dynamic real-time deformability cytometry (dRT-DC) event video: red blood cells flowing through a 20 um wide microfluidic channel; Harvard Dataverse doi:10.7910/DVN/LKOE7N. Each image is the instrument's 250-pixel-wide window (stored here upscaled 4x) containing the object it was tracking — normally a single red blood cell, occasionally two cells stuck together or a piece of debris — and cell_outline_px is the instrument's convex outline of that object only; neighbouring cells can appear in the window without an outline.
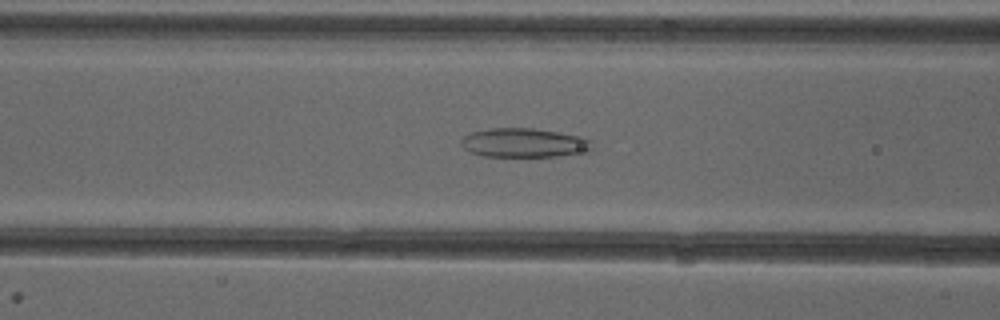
{"species": "common noctule bat (a hibernating species)", "species_latin": "Nyctalus noctula", "temperature_condition": "cold", "stored_images_in_passage": 40, "camera_frame_rate_fps": 3000, "um_per_image_px": 0.085, "animal": {"sex": "female"}, "frame": {"image": 1, "passage_image": 9, "time_ms": 2.667, "image_size_px": [1000, 320], "cell_outline_px": [[592, 152], [560, 156], [484, 156], [472, 152], [464, 148], [460, 144], [460, 140], [464, 136], [472, 132], [492, 128], [532, 128], [584, 136], [592, 140]], "centroid_in_image_um": [44.62, 12.14], "position_along_channel_um": 122.0, "area_um2": 22.43}}
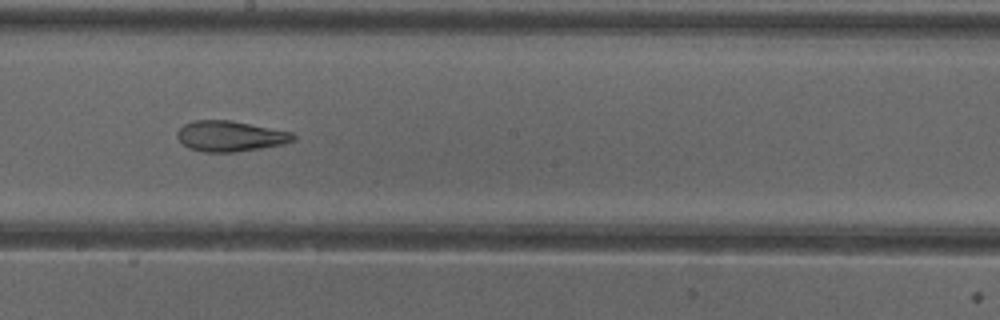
{"frame": {"image": 2, "passage_image": 17, "time_ms": 5.333, "image_size_px": [1000, 320], "cell_outline_px": [[296, 140], [284, 144], [260, 148], [232, 152], [204, 152], [188, 148], [176, 136], [176, 132], [184, 124], [192, 120], [232, 120], [292, 132], [296, 136]], "centroid_in_image_um": [19.57, 11.56], "position_along_channel_um": 228.6, "area_um2": 20.75}}
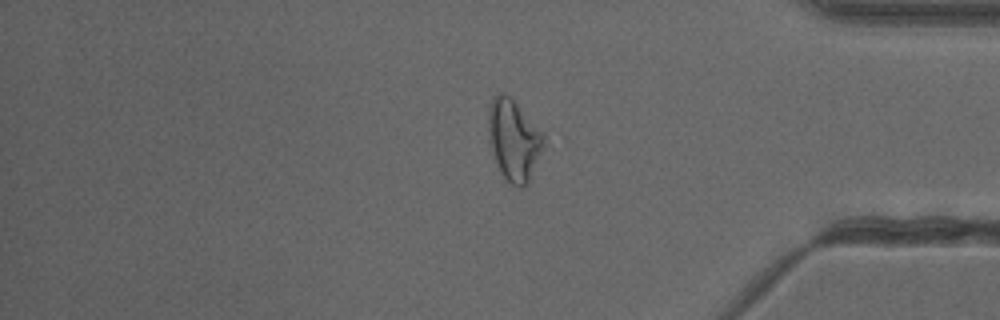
{"frame": {"image": 3, "passage_image": 31, "time_ms": 10.0, "image_size_px": [1000, 320], "cell_outline_px": [[544, 144], [528, 180], [524, 188], [520, 188], [504, 180], [496, 164], [488, 140], [488, 108], [492, 96], [496, 92], [504, 92], [544, 132]], "centroid_in_image_um": [43.62, 11.88], "position_along_channel_um": 391.6, "area_um2": 26.13}, "authors_computed_cell_mechanics": {"area_um2": 23.9581, "velocity_mm_per_s": 3.9876, "shape_relaxation_time_tau1_ms": null, "shape_relaxation_time_tau2_ms": 2.5322, "deformation_change_tau1": null, "deformation_change_tau2": 0.1052}}